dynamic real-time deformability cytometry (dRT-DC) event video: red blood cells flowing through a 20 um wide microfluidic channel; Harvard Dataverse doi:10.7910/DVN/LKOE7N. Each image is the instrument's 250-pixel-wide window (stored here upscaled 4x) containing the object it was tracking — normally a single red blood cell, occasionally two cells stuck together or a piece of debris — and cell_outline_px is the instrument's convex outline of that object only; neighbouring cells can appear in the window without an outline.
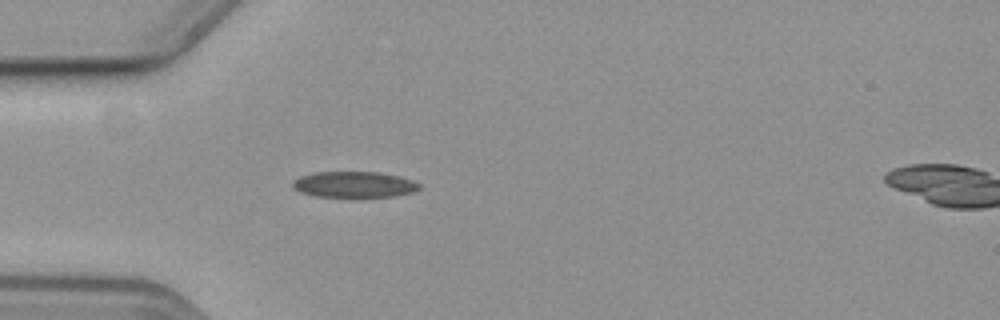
{"species": "common noctule bat (a hibernating species)", "species_latin": "Nyctalus noctula", "temperature_condition": "cold", "stored_images_in_passage": 29, "camera_frame_rate_fps": 3000, "um_per_image_px": 0.085, "animal": {"sex": "female", "body_mass_g": 19.3, "forearm_length_mm": 54.1}, "frame": {"image": 1, "passage_image": 5, "time_ms": 1.333, "image_size_px": [1000, 320], "cell_outline_px": [[420, 188], [412, 192], [396, 196], [356, 200], [352, 200], [316, 196], [300, 192], [292, 184], [292, 180], [300, 176], [316, 172], [380, 172], [400, 176], [412, 180], [420, 184]], "centroid_in_image_um": [30.12, 15.73], "position_along_channel_um": 54.9, "area_um2": 20.17}}